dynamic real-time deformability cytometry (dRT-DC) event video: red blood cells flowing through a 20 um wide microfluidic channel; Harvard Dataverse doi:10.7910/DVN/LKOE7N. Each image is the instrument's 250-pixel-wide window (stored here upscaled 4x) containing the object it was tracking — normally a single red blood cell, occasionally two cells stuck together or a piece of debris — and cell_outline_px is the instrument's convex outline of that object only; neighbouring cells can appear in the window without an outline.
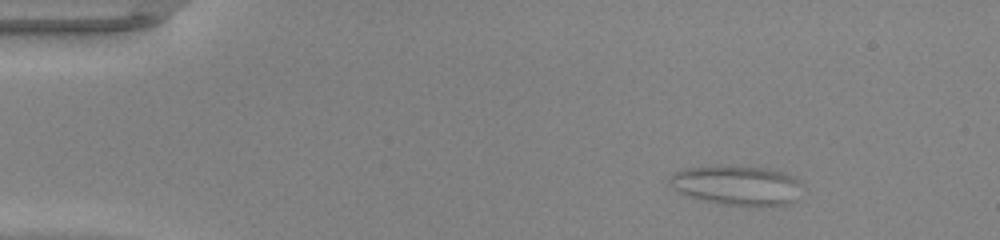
{"species": "common noctule bat (a hibernating species)", "species_latin": "Nyctalus noctula", "temperature_condition": "warm", "stored_images_in_passage": 50, "camera_frame_rate_fps": 3000, "um_per_image_px": 0.085, "animal": {"sex": "male", "body_mass_g": 20.0, "forearm_length_mm": 53.3}, "frame": {"image": 1, "passage_image": 7, "time_ms": 2.0, "image_size_px": [1000, 240], "cell_outline_px": [[796, 180], [792, 204], [756, 208], [728, 204], [688, 196], [680, 192], [668, 184], [668, 176], [684, 168], [720, 164], [768, 168], [784, 172], [792, 176]], "centroid_in_image_um": [62.54, 15.73], "position_along_channel_um": 22.5, "area_um2": 30.63}}
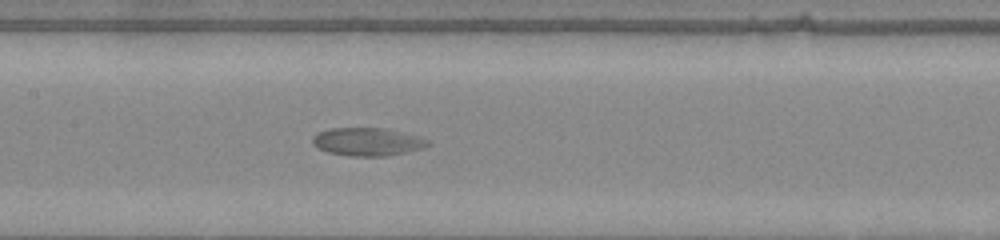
{"frame": {"image": 2, "passage_image": 25, "time_ms": 8.0, "image_size_px": [1000, 240], "cell_outline_px": [[432, 144], [424, 148], [388, 156], [348, 156], [328, 152], [316, 148], [312, 144], [312, 136], [320, 132], [332, 128], [384, 128], [420, 136], [428, 140]], "centroid_in_image_um": [31.25, 12.06], "position_along_channel_um": 176.2, "area_um2": 19.02}}
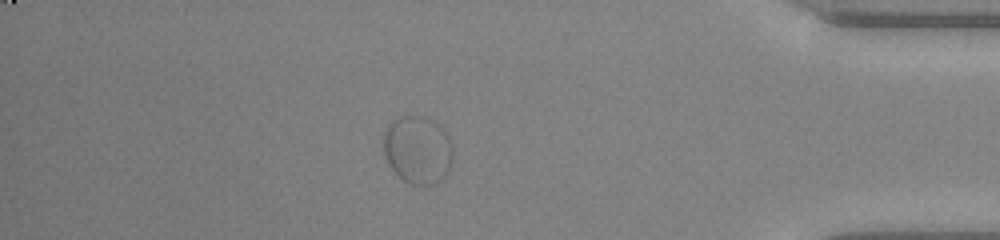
{"frame": {"image": 3, "passage_image": 44, "time_ms": 14.333, "image_size_px": [1000, 240], "cell_outline_px": [[452, 160], [448, 172], [436, 184], [424, 188], [412, 184], [404, 180], [388, 164], [384, 156], [384, 128], [392, 120], [400, 116], [428, 116], [440, 124], [448, 132], [452, 144]], "centroid_in_image_um": [35.53, 12.72], "position_along_channel_um": 399.7, "area_um2": 28.26}, "authors_computed_cell_mechanics": {"area_um2": 23.409, "velocity_mm_per_s": 4.0842, "shape_relaxation_time_tau1_ms": 10.303, "shape_relaxation_time_tau2_ms": null, "deformation_change_tau1": 0.2789, "deformation_change_tau2": null}}